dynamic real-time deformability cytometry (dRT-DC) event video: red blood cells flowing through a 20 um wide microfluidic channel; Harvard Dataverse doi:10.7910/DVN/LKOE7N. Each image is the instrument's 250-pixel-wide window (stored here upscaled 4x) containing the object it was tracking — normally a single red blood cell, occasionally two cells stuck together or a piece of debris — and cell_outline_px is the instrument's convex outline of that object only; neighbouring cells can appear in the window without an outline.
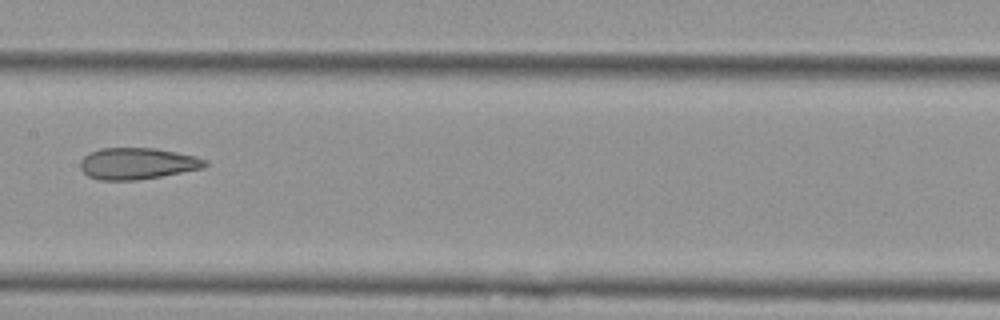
{"species": "Egyptian fruit bat (a non-hibernating species)", "species_latin": "Rousettus aegyptiacus", "temperature_condition": "cold", "stored_images_in_passage": 11, "camera_frame_rate_fps": 3000, "um_per_image_px": 0.085, "animal": {"sex": "female"}, "frame": {"image": 1, "passage_image": 8, "time_ms": 9.667, "image_size_px": [1000, 320], "cell_outline_px": [[208, 164], [204, 168], [160, 176], [136, 180], [100, 180], [88, 176], [80, 168], [80, 160], [88, 152], [100, 148], [156, 148], [196, 156], [208, 160]], "centroid_in_image_um": [11.67, 13.89], "position_along_channel_um": 195.7, "area_um2": 23.0}}
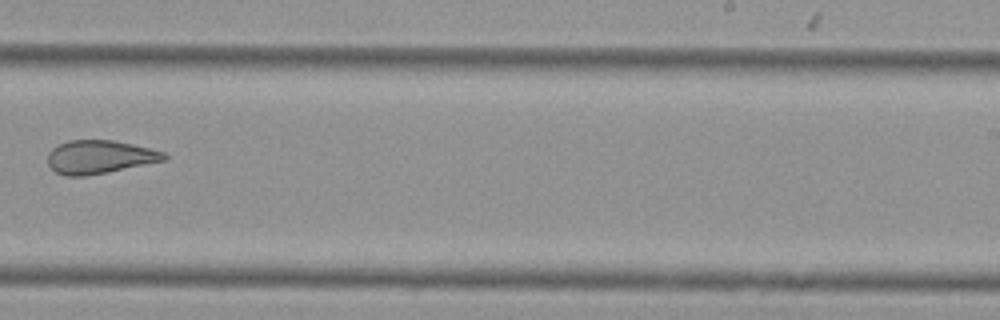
{"frame": {"image": 2, "passage_image": 10, "time_ms": 12.0, "image_size_px": [1000, 320], "cell_outline_px": [[168, 160], [108, 172], [84, 176], [64, 176], [56, 172], [48, 164], [48, 152], [56, 144], [68, 140], [112, 140], [132, 144], [164, 152], [168, 156]], "centroid_in_image_um": [8.45, 13.34], "position_along_channel_um": 280.5, "area_um2": 22.77}}
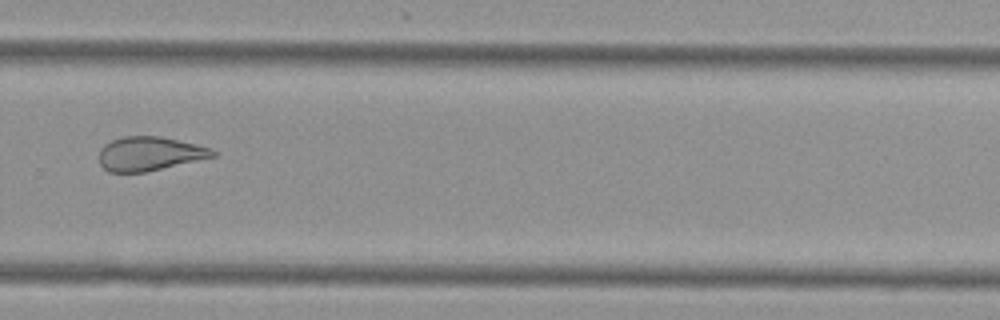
{"frame": {"image": 3, "passage_image": 11, "time_ms": 13.0, "image_size_px": [1000, 320], "cell_outline_px": [[216, 156], [144, 172], [108, 172], [100, 164], [100, 148], [104, 144], [112, 140], [124, 136], [160, 136], [196, 144], [212, 148], [216, 152]], "centroid_in_image_um": [12.7, 13.06], "position_along_channel_um": 317.1, "area_um2": 22.37}}